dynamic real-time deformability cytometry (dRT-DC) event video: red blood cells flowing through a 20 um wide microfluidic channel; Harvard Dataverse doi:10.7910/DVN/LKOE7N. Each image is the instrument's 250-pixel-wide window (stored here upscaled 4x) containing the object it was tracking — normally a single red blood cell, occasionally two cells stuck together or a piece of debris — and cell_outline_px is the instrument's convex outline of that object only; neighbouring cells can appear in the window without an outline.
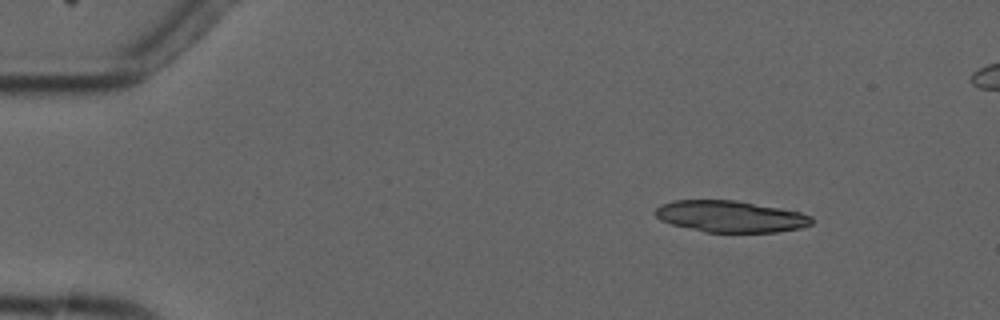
{"species": "common noctule bat (a hibernating species)", "species_latin": "Nyctalus noctula", "temperature_condition": "cold", "stored_images_in_passage": 5, "camera_frame_rate_fps": 3000, "um_per_image_px": 0.085, "animal": {"sex": "male", "forearm_length_mm": 52.5}, "frame": {"image": 1, "passage_image": 2, "time_ms": 1.333, "image_size_px": [1000, 320], "cell_outline_px": [[812, 224], [800, 228], [776, 232], [704, 232], [672, 224], [660, 220], [652, 212], [660, 204], [672, 200], [736, 200], [780, 208], [800, 212], [812, 216]], "centroid_in_image_um": [62.06, 18.39], "position_along_channel_um": 22.9, "area_um2": 28.84}}